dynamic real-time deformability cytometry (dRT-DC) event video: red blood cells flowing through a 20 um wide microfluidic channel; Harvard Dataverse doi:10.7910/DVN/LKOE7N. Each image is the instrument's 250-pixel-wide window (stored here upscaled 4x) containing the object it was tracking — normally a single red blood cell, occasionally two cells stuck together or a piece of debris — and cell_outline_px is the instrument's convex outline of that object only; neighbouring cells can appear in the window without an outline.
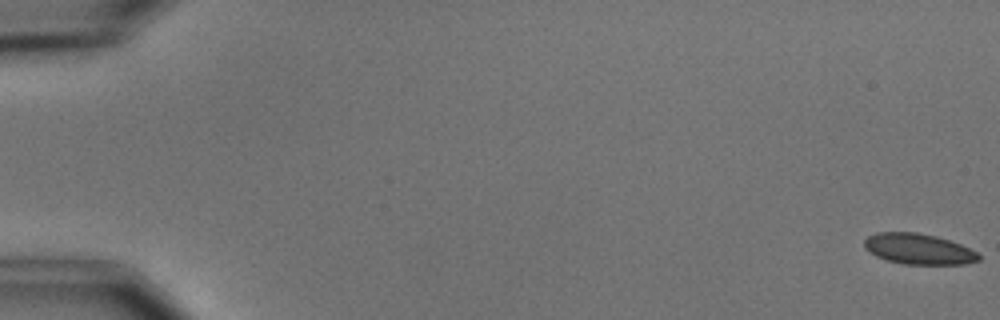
{"species": "common noctule bat (a hibernating species)", "species_latin": "Nyctalus noctula", "temperature_condition": "cold", "stored_images_in_passage": 7, "camera_frame_rate_fps": 3000, "um_per_image_px": 0.085, "animal": {"sex": "male", "body_mass_g": 15.6}, "frame": {"image": 1, "passage_image": 1, "time_ms": 0.0, "image_size_px": [1000, 320], "cell_outline_px": [[980, 260], [964, 264], [904, 264], [888, 260], [876, 256], [864, 248], [864, 240], [868, 236], [876, 232], [920, 232], [936, 236], [960, 244], [976, 252], [980, 256]], "centroid_in_image_um": [78.05, 21.15], "position_along_channel_um": 6.9, "area_um2": 20.4}}
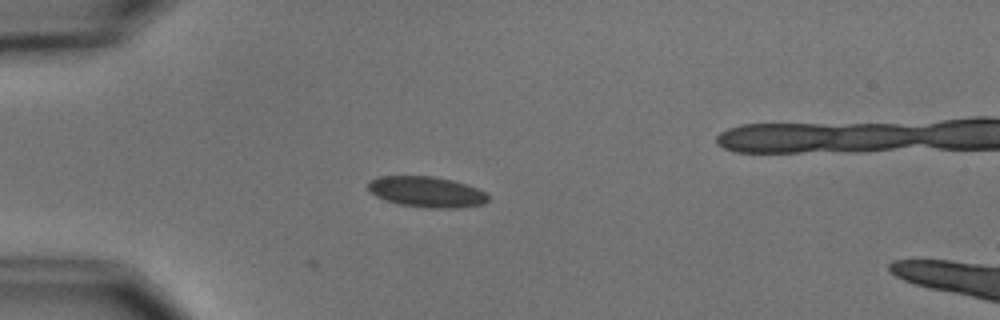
{"frame": {"image": 2, "passage_image": 5, "time_ms": 5.0, "image_size_px": [1000, 320], "cell_outline_px": [[488, 200], [484, 204], [460, 208], [432, 208], [400, 204], [376, 196], [368, 192], [368, 180], [380, 176], [432, 176], [452, 180], [468, 184], [484, 192], [488, 196]], "centroid_in_image_um": [36.26, 16.3], "position_along_channel_um": 48.7, "area_um2": 21.5}}